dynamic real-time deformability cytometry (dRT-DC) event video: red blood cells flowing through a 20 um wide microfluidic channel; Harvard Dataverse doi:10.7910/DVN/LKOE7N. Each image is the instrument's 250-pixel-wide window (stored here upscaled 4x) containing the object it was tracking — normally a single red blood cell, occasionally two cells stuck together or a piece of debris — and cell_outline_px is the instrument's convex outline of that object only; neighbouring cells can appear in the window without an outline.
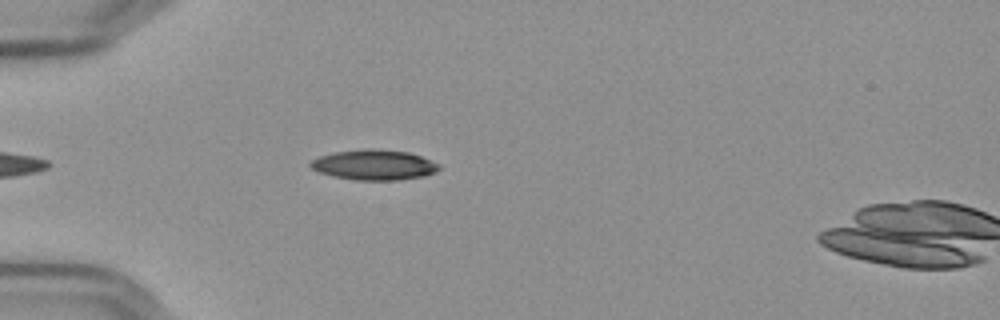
{"species": "Egyptian fruit bat (a non-hibernating species)", "species_latin": "Rousettus aegyptiacus", "temperature_condition": "cold", "stored_images_in_passage": 8, "camera_frame_rate_fps": 3000, "um_per_image_px": 0.085, "frame": {"image": 1, "passage_image": 6, "time_ms": 1.667, "image_size_px": [1000, 320], "cell_outline_px": [[440, 168], [436, 172], [424, 176], [396, 180], [356, 180], [332, 176], [316, 172], [308, 164], [312, 160], [320, 156], [332, 152], [364, 148], [376, 148], [408, 152], [420, 156], [440, 164]], "centroid_in_image_um": [31.77, 14.0], "position_along_channel_um": 53.2, "area_um2": 22.89}}